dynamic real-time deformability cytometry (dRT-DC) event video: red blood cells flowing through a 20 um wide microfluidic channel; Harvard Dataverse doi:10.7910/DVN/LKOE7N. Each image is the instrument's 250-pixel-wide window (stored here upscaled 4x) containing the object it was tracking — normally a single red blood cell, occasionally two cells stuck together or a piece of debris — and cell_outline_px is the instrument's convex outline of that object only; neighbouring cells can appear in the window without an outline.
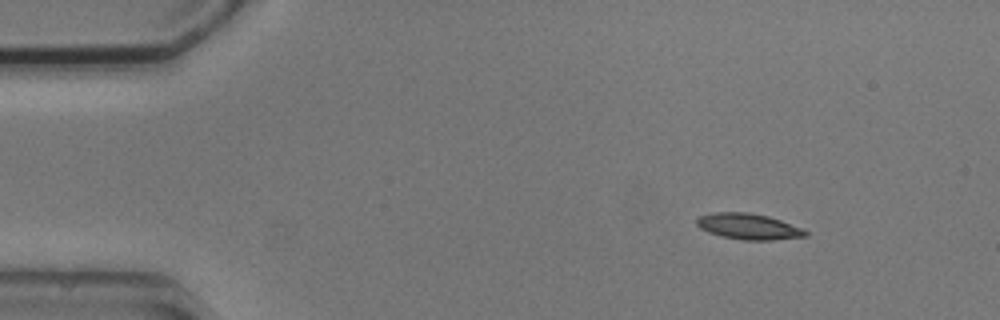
{"species": "common noctule bat (a hibernating species)", "species_latin": "Nyctalus noctula", "temperature_condition": "cold", "stored_images_in_passage": 4, "camera_frame_rate_fps": 3000, "um_per_image_px": 0.085, "animal": {"sex": "male", "body_mass_g": 20.5, "forearm_length_mm": 52.5}, "frame": {"image": 1, "passage_image": 1, "time_ms": 0.0, "image_size_px": [1000, 320], "cell_outline_px": [[808, 236], [772, 240], [744, 240], [724, 236], [708, 232], [700, 228], [696, 224], [696, 220], [700, 216], [712, 212], [748, 212], [768, 216], [804, 228], [808, 232]], "centroid_in_image_um": [63.65, 19.24], "position_along_channel_um": 21.4, "area_um2": 16.42}}
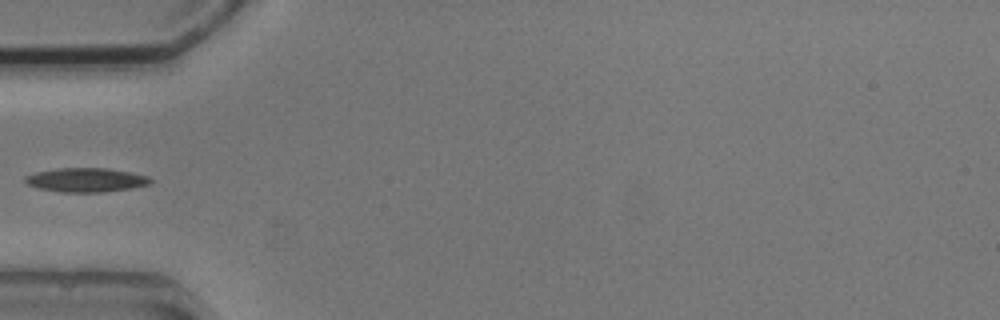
{"frame": {"image": 2, "passage_image": 4, "time_ms": 3.667, "image_size_px": [1000, 320], "cell_outline_px": [[152, 180], [148, 184], [132, 188], [100, 192], [60, 192], [40, 188], [28, 184], [24, 180], [24, 176], [36, 172], [60, 168], [108, 168], [148, 176]], "centroid_in_image_um": [7.29, 15.29], "position_along_channel_um": 77.7, "area_um2": 17.34}}